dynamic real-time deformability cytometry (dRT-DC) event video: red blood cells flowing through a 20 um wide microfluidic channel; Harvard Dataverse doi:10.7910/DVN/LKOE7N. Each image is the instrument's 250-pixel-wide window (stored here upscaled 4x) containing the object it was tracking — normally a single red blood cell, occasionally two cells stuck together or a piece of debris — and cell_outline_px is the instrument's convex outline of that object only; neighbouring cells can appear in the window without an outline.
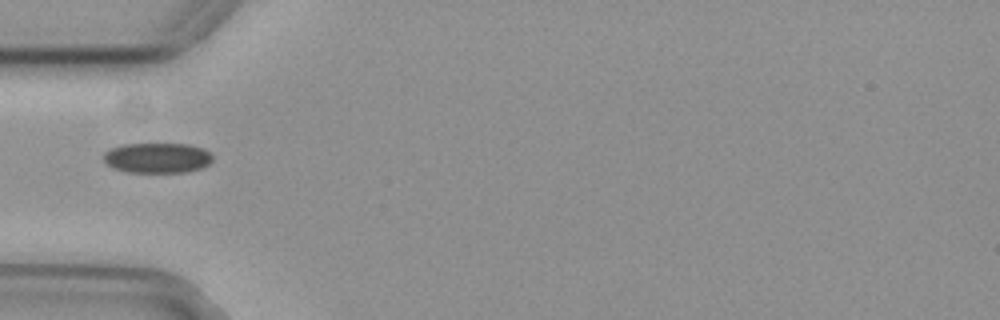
{"species": "common noctule bat (a hibernating species)", "species_latin": "Nyctalus noctula", "temperature_condition": "cold", "stored_images_in_passage": 38, "camera_frame_rate_fps": 3000, "um_per_image_px": 0.085, "animal": {"sex": "female", "body_mass_g": 29.2, "forearm_length_mm": 56.3}, "frame": {"image": 1, "passage_image": 1, "time_ms": 0.0, "image_size_px": [1000, 320], "cell_outline_px": [[212, 160], [208, 164], [200, 168], [188, 172], [128, 172], [112, 168], [104, 160], [104, 152], [112, 148], [124, 144], [188, 144], [204, 148], [212, 156]], "centroid_in_image_um": [13.37, 13.42], "position_along_channel_um": 71.6, "area_um2": 19.13}}
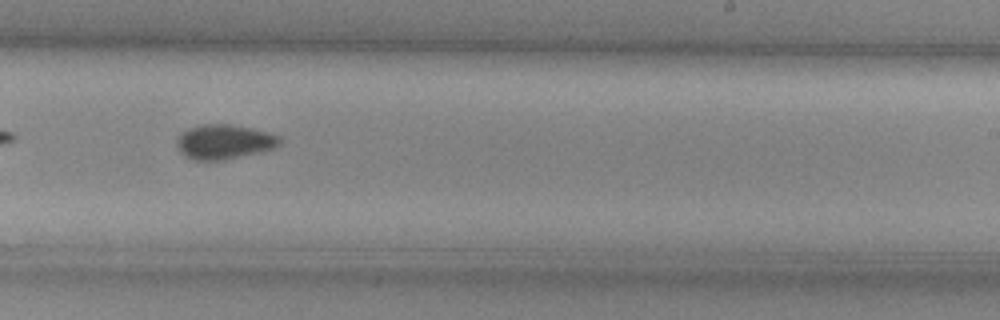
{"frame": {"image": 2, "passage_image": 17, "time_ms": 5.333, "image_size_px": [1000, 320], "cell_outline_px": [[280, 144], [272, 148], [260, 152], [224, 160], [192, 160], [184, 156], [176, 148], [176, 136], [180, 132], [188, 128], [204, 124], [232, 124], [252, 128], [268, 132], [280, 136]], "centroid_in_image_um": [18.99, 12.05], "position_along_channel_um": 270.0, "area_um2": 21.04}}
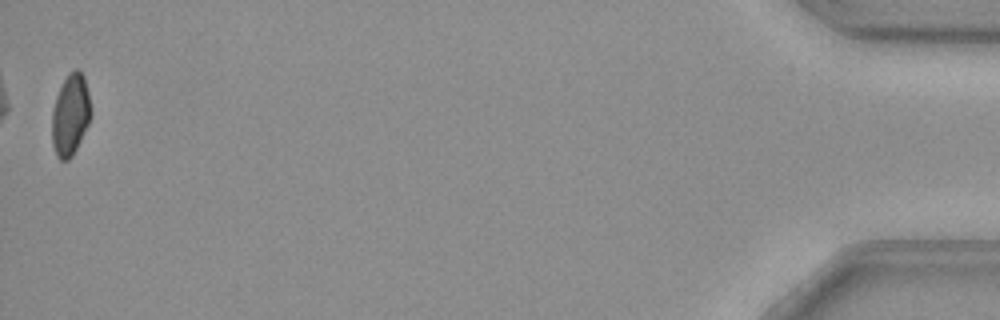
{"frame": {"image": 3, "passage_image": 38, "time_ms": 12.333, "image_size_px": [1000, 320], "cell_outline_px": [[92, 112], [88, 124], [72, 156], [68, 160], [60, 160], [56, 156], [52, 144], [52, 112], [56, 96], [68, 72], [76, 68], [84, 76], [88, 92]], "centroid_in_image_um": [5.98, 9.76], "position_along_channel_um": 429.2, "area_um2": 18.44}}